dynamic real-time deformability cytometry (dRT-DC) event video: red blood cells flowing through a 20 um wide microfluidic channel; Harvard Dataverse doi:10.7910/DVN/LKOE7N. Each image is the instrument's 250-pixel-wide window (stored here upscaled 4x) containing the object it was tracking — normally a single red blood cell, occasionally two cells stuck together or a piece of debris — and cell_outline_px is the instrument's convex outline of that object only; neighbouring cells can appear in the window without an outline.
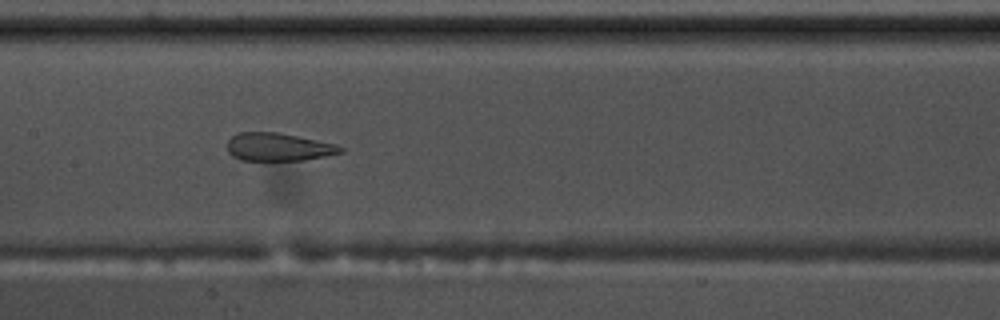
{"species": "common noctule bat (a hibernating species)", "species_latin": "Nyctalus noctula", "temperature_condition": "warm", "stored_images_in_passage": 31, "camera_frame_rate_fps": 3000, "um_per_image_px": 0.085, "animal": {"sex": "male", "body_mass_g": 17.5, "forearm_length_mm": 52.3}, "frame": {"image": 1, "passage_image": 27, "time_ms": 8.667, "image_size_px": [1000, 320], "cell_outline_px": [[344, 152], [304, 160], [240, 160], [232, 156], [228, 152], [228, 140], [232, 136], [240, 132], [280, 132], [336, 144], [344, 148]], "centroid_in_image_um": [23.67, 12.49], "position_along_channel_um": 183.7, "area_um2": 18.5}}
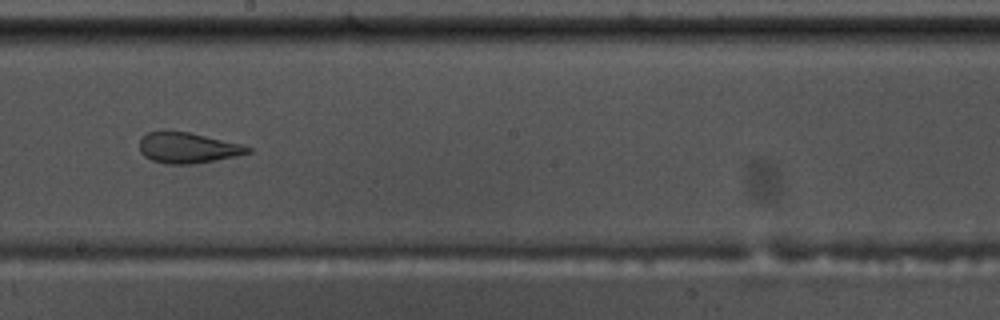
{"frame": {"image": 2, "passage_image": 31, "time_ms": 10.0, "image_size_px": [1000, 320], "cell_outline_px": [[252, 152], [236, 156], [216, 160], [192, 164], [168, 164], [152, 160], [144, 156], [140, 152], [140, 140], [148, 132], [188, 132], [244, 144], [252, 148]], "centroid_in_image_um": [16.01, 12.58], "position_along_channel_um": 232.2, "area_um2": 19.19}}